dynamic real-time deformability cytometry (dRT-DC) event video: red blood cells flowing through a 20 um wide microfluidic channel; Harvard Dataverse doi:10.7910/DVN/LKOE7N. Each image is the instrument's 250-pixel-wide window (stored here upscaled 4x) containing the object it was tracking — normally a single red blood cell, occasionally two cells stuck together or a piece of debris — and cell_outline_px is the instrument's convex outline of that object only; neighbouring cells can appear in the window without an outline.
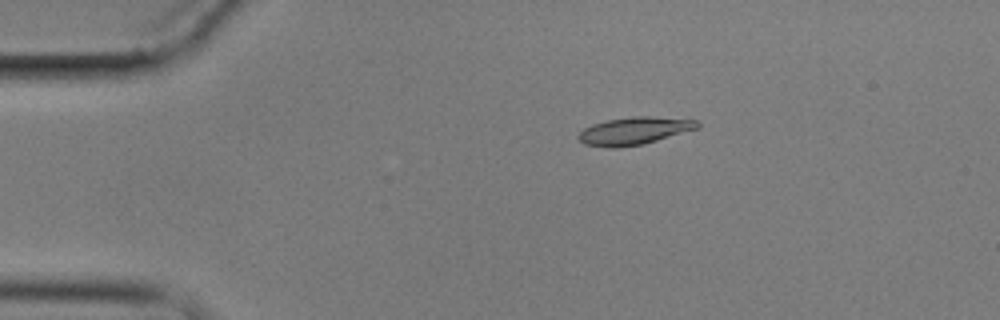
{"species": "common noctule bat (a hibernating species)", "species_latin": "Nyctalus noctula", "temperature_condition": "cold", "stored_images_in_passage": 6, "camera_frame_rate_fps": 3000, "um_per_image_px": 0.085, "animal": {"sex": "male", "body_mass_g": 17.9}, "frame": {"image": 1, "passage_image": 3, "time_ms": 2.667, "image_size_px": [1000, 320], "cell_outline_px": [[700, 128], [644, 144], [616, 148], [608, 148], [584, 144], [576, 136], [584, 128], [592, 124], [608, 120], [632, 116], [648, 116], [696, 120], [700, 124]], "centroid_in_image_um": [53.91, 11.13], "position_along_channel_um": 31.1, "area_um2": 19.19}}